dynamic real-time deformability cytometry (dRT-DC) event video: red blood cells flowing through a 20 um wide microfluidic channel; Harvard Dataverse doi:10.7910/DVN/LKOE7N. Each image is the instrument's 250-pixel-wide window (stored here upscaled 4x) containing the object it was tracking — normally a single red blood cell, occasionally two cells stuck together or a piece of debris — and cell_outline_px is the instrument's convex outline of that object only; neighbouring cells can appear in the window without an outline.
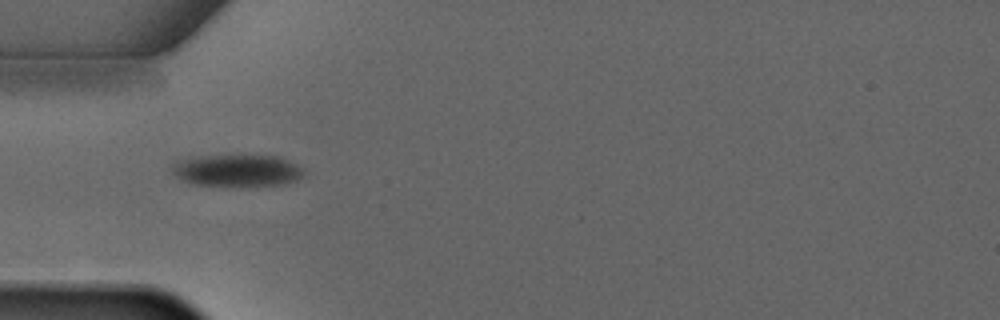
{"species": "common noctule bat (a hibernating species)", "species_latin": "Nyctalus noctula", "temperature_condition": "warm", "stored_images_in_passage": 5, "camera_frame_rate_fps": 3000, "um_per_image_px": 0.085, "animal": {"sex": "male", "forearm_length_mm": 52.5}, "frame": {"image": 1, "passage_image": 4, "time_ms": 4.667, "image_size_px": [1000, 320], "cell_outline_px": [[304, 176], [300, 180], [284, 184], [196, 184], [184, 180], [176, 176], [172, 172], [172, 164], [176, 160], [200, 156], [280, 156], [304, 168]], "centroid_in_image_um": [20.2, 14.46], "position_along_channel_um": 64.8, "area_um2": 23.93}}
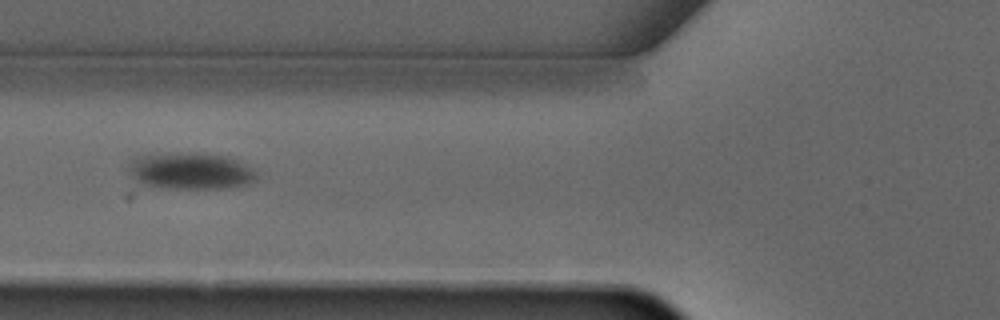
{"frame": {"image": 2, "passage_image": 5, "time_ms": 5.667, "image_size_px": [1000, 320], "cell_outline_px": [[256, 176], [252, 180], [244, 184], [224, 188], [176, 188], [148, 184], [140, 180], [132, 172], [128, 164], [136, 156], [168, 152], [196, 152], [228, 156], [252, 168], [256, 172]], "centroid_in_image_um": [16.23, 14.48], "position_along_channel_um": 109.6, "area_um2": 26.7}}